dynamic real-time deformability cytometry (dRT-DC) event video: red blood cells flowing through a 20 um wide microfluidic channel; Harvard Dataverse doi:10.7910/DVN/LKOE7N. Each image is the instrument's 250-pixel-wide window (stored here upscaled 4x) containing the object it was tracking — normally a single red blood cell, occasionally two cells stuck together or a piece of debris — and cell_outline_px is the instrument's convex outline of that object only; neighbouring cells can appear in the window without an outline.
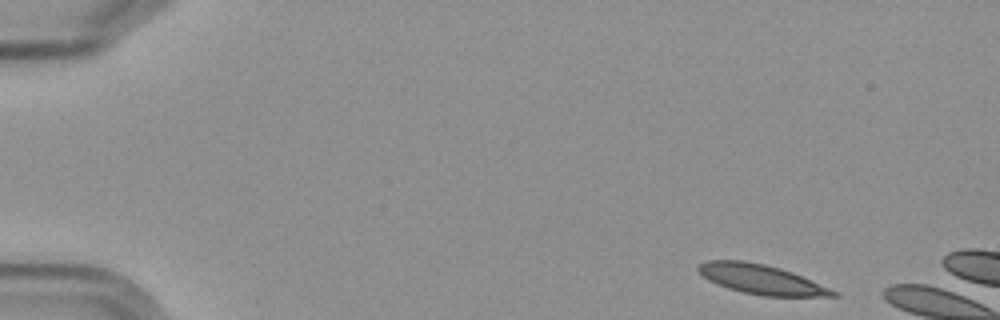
{"species": "Egyptian fruit bat (a non-hibernating species)", "species_latin": "Rousettus aegyptiacus", "temperature_condition": "cold", "stored_images_in_passage": 2, "camera_frame_rate_fps": 3000, "um_per_image_px": 0.085, "frame": {"image": 1, "passage_image": 1, "time_ms": 0.0, "image_size_px": [1000, 320], "cell_outline_px": [[840, 296], [764, 296], [744, 292], [728, 288], [716, 284], [708, 280], [696, 268], [700, 264], [708, 260], [744, 260], [764, 264], [780, 268], [792, 272], [812, 280], [840, 292]], "centroid_in_image_um": [64.74, 23.74], "position_along_channel_um": 20.3, "area_um2": 23.18}}